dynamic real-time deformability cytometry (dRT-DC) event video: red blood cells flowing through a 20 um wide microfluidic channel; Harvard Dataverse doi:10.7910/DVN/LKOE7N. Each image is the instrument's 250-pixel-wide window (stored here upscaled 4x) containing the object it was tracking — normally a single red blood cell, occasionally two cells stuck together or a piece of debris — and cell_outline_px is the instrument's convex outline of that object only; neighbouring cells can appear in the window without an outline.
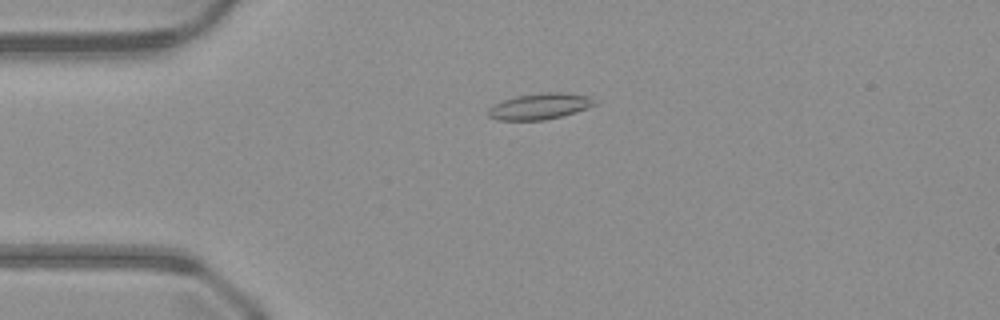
{"species": "common noctule bat (a hibernating species)", "species_latin": "Nyctalus noctula", "temperature_condition": "warm", "stored_images_in_passage": 42, "camera_frame_rate_fps": 3000, "um_per_image_px": 0.085, "animal": {"sex": "male", "body_mass_g": 23.1, "forearm_length_mm": 52.7}, "frame": {"image": 1, "passage_image": 4, "time_ms": 1.0, "image_size_px": [1000, 320], "cell_outline_px": [[596, 104], [588, 108], [576, 112], [544, 120], [496, 120], [488, 116], [488, 108], [492, 104], [516, 96], [540, 92], [564, 92], [592, 96]], "centroid_in_image_um": [45.88, 9.02], "position_along_channel_um": 39.1, "area_um2": 16.36}}
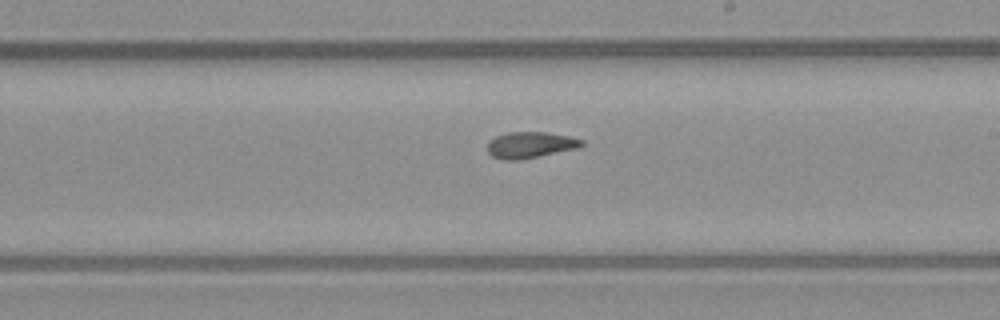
{"frame": {"image": 2, "passage_image": 21, "time_ms": 6.667, "image_size_px": [1000, 320], "cell_outline_px": [[584, 144], [580, 148], [520, 160], [504, 160], [492, 156], [488, 152], [488, 140], [496, 136], [508, 132], [544, 132], [568, 136], [584, 140]], "centroid_in_image_um": [45.08, 12.32], "position_along_channel_um": 243.9, "area_um2": 14.51}}
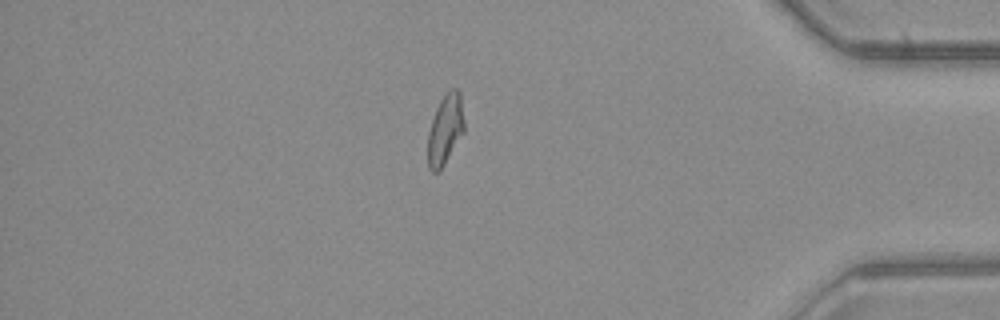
{"frame": {"image": 3, "passage_image": 35, "time_ms": 11.333, "image_size_px": [1000, 320], "cell_outline_px": [[464, 132], [444, 164], [436, 172], [432, 172], [428, 168], [428, 132], [436, 108], [440, 100], [452, 88], [456, 88], [460, 92], [464, 120]], "centroid_in_image_um": [37.85, 11.0], "position_along_channel_um": 397.4, "area_um2": 14.68}}